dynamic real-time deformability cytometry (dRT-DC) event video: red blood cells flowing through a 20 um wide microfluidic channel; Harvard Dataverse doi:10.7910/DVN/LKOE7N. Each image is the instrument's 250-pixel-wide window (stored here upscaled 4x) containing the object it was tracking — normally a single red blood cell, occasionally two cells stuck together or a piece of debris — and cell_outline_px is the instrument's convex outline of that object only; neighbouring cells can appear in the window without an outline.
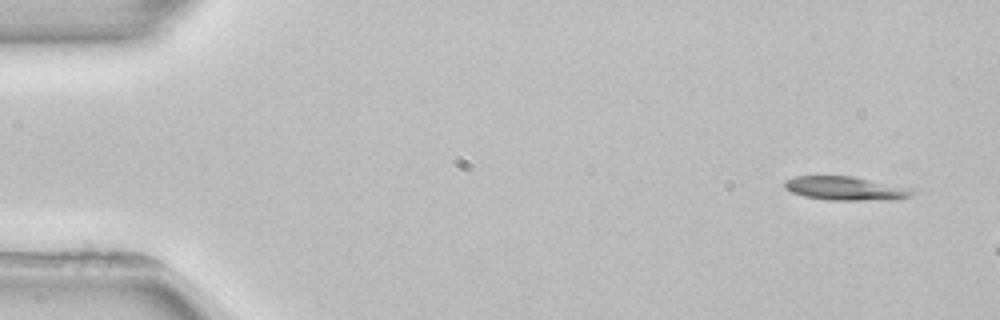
{"species": "common noctule bat (a hibernating species)", "species_latin": "Nyctalus noctula", "temperature_condition": "room temperature", "stored_images_in_passage": 3, "camera_frame_rate_fps": 3000, "um_per_image_px": 0.085, "animal": {"sex": "female", "body_mass_g": 22.7, "forearm_length_mm": 54.2}, "frame": {"image": 1, "passage_image": 1, "time_ms": 0.0, "image_size_px": [1000, 320], "cell_outline_px": [[916, 192], [912, 196], [896, 200], [828, 200], [804, 196], [792, 192], [784, 188], [784, 180], [796, 176], [852, 176], [916, 188]], "centroid_in_image_um": [71.96, 16.02], "position_along_channel_um": 13.0, "area_um2": 18.09}}